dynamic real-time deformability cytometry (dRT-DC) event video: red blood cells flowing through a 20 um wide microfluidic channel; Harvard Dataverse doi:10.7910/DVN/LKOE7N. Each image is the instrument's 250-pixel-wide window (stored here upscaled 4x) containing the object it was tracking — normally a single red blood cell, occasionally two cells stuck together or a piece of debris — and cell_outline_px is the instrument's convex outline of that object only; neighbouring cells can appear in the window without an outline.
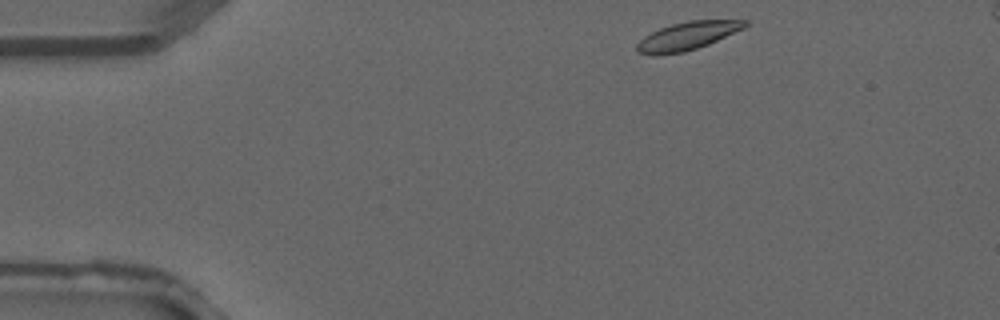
{"species": "common noctule bat (a hibernating species)", "species_latin": "Nyctalus noctula", "temperature_condition": "warm", "stored_images_in_passage": 3, "camera_frame_rate_fps": 3000, "um_per_image_px": 0.085, "animal": {"sex": "male", "forearm_length_mm": 52.5}, "frame": {"image": 1, "passage_image": 1, "time_ms": 0.0, "image_size_px": [1000, 320], "cell_outline_px": [[748, 24], [744, 28], [708, 44], [684, 52], [656, 56], [652, 56], [636, 52], [636, 44], [644, 36], [660, 28], [672, 24], [688, 20], [748, 20]], "centroid_in_image_um": [58.38, 3.07], "position_along_channel_um": 26.6, "area_um2": 17.74}}